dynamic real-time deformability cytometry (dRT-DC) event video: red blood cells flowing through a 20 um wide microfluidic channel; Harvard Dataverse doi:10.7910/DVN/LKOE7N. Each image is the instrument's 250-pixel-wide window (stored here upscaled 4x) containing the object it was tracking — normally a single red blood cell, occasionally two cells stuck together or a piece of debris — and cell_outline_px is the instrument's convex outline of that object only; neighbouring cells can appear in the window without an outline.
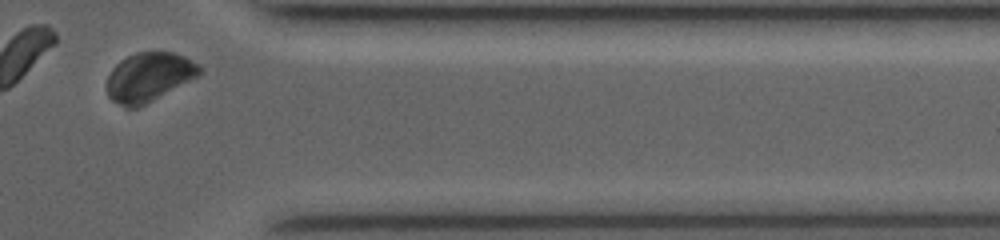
{"species": "common noctule bat (a hibernating species)", "species_latin": "Nyctalus noctula", "temperature_condition": "room temperature", "stored_images_in_passage": 10, "camera_frame_rate_fps": 3500, "um_per_image_px": 0.085, "animal": {"sex": "female", "body_mass_g": 19.0, "forearm_length_mm": 53.3}, "frame": {"image": 1, "passage_image": 10, "time_ms": 8.857, "image_size_px": [1000, 240], "cell_outline_px": [[204, 72], [200, 76], [140, 108], [124, 108], [112, 100], [108, 96], [108, 76], [112, 68], [120, 60], [136, 52], [172, 52], [184, 56], [200, 64], [204, 68]], "centroid_in_image_um": [12.72, 6.57], "position_along_channel_um": 398.7, "area_um2": 27.05}}